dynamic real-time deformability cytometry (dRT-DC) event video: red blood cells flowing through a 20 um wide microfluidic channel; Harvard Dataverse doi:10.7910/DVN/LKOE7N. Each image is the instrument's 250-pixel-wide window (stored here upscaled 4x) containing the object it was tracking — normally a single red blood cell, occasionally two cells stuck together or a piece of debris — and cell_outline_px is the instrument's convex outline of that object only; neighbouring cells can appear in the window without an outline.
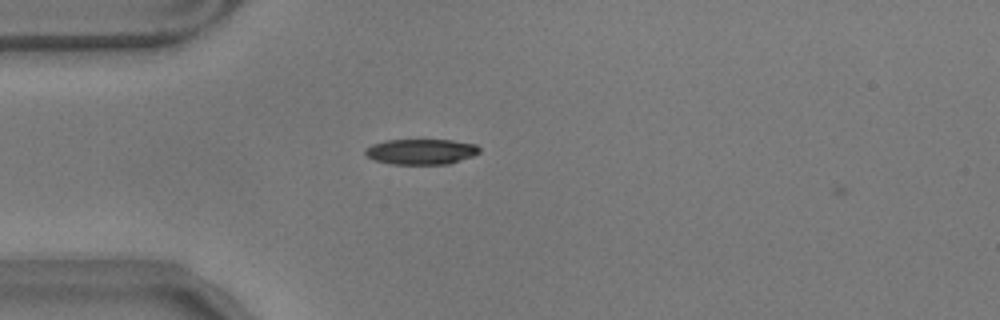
{"species": "common noctule bat (a hibernating species)", "species_latin": "Nyctalus noctula", "temperature_condition": "warm", "stored_images_in_passage": 7, "camera_frame_rate_fps": 3000, "um_per_image_px": 0.085, "animal": {"sex": "male", "body_mass_g": 17.9}, "frame": {"image": 1, "passage_image": 6, "time_ms": 1.667, "image_size_px": [1000, 320], "cell_outline_px": [[480, 152], [472, 156], [448, 164], [388, 164], [376, 160], [368, 156], [364, 152], [364, 148], [372, 144], [388, 140], [452, 140], [476, 144], [480, 148]], "centroid_in_image_um": [35.79, 12.89], "position_along_channel_um": 49.2, "area_um2": 16.94}}